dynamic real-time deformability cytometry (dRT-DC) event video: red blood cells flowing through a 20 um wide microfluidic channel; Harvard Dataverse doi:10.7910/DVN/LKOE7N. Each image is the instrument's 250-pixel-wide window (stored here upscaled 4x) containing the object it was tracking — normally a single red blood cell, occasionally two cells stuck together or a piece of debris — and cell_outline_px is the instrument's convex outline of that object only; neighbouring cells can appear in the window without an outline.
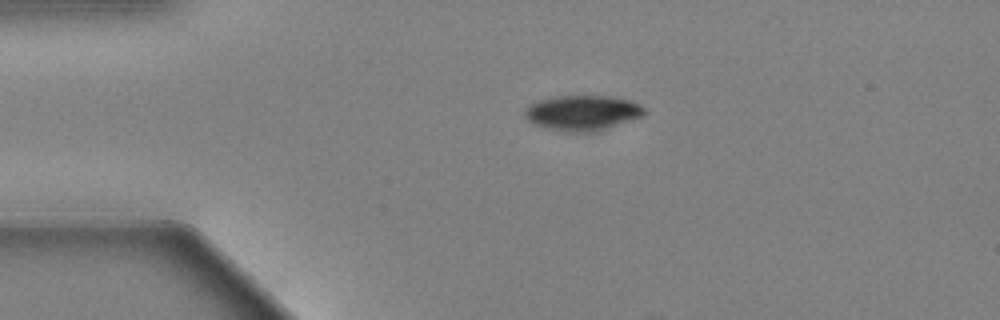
{"species": "Egyptian fruit bat (a non-hibernating species)", "species_latin": "Rousettus aegyptiacus", "temperature_condition": "warm", "stored_images_in_passage": 38, "camera_frame_rate_fps": 3000, "um_per_image_px": 0.085, "animal": {"sex": "female"}, "frame": {"image": 1, "passage_image": 1, "time_ms": 0.0, "image_size_px": [1000, 320], "cell_outline_px": [[644, 112], [640, 116], [596, 132], [572, 132], [548, 128], [536, 124], [528, 120], [524, 116], [524, 112], [532, 104], [540, 100], [560, 96], [608, 96], [628, 100], [640, 104], [644, 108]], "centroid_in_image_um": [49.51, 9.59], "position_along_channel_um": 35.5, "area_um2": 23.87}}
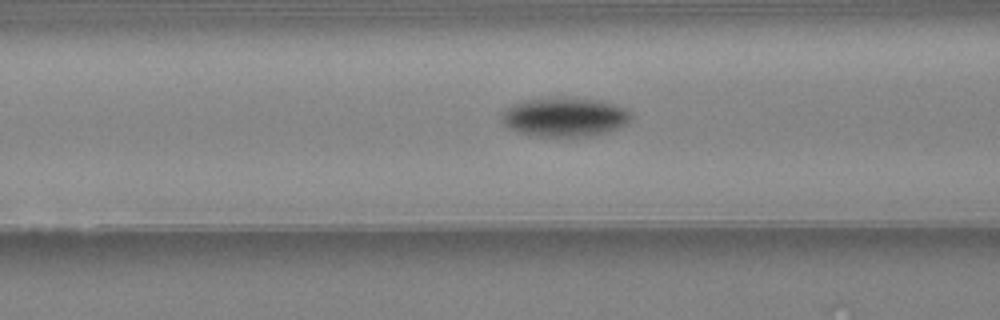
{"frame": {"image": 2, "passage_image": 11, "time_ms": 3.333, "image_size_px": [1000, 320], "cell_outline_px": [[632, 116], [628, 124], [604, 132], [588, 136], [536, 136], [520, 132], [508, 128], [504, 124], [500, 116], [512, 104], [524, 100], [556, 96], [600, 100], [624, 108]], "centroid_in_image_um": [47.97, 9.93], "position_along_channel_um": 118.6, "area_um2": 29.42}}
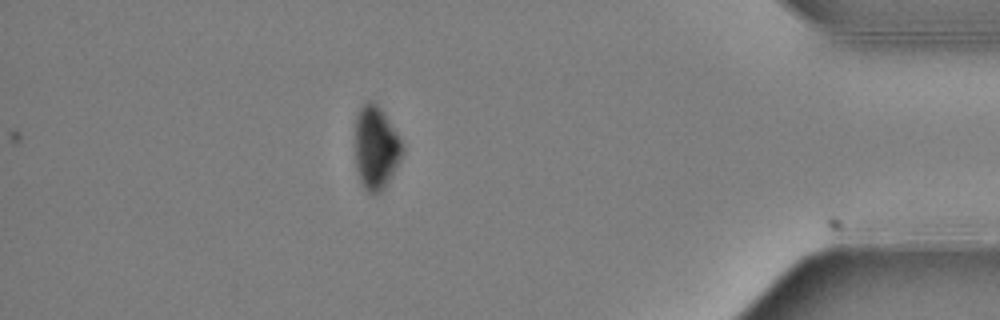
{"frame": {"image": 3, "passage_image": 38, "time_ms": 12.333, "image_size_px": [1000, 320], "cell_outline_px": [[404, 152], [392, 176], [384, 188], [380, 192], [368, 192], [360, 184], [356, 168], [356, 116], [360, 108], [368, 100], [376, 104], [384, 112], [396, 132], [404, 148]], "centroid_in_image_um": [31.96, 12.58], "position_along_channel_um": 403.2, "area_um2": 22.77}, "authors_computed_cell_mechanics": {"area_um2": 28.2642, "velocity_mm_per_s": 3.6425, "shape_relaxation_time_tau1_ms": 2.8152, "shape_relaxation_time_tau2_ms": null, "deformation_change_tau1": 0.1225, "deformation_change_tau2": null}}